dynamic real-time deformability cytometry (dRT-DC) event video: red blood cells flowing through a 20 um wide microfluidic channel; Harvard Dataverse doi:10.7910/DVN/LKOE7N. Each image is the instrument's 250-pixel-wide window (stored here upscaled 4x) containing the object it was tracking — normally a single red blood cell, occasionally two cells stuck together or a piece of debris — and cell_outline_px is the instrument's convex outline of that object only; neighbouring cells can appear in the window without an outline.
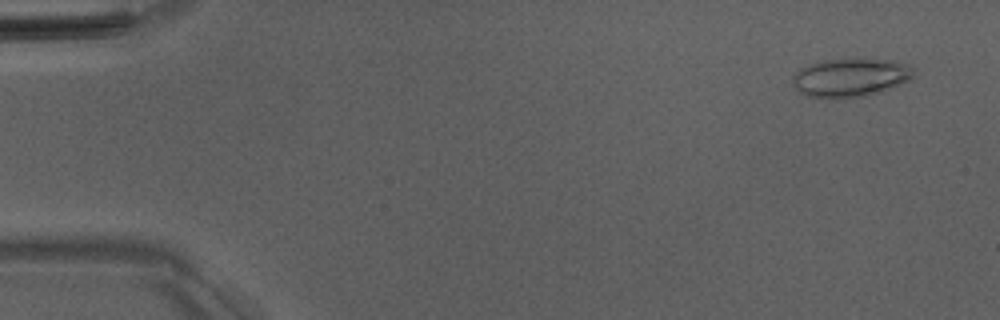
{"species": "Egyptian fruit bat (a non-hibernating species)", "species_latin": "Rousettus aegyptiacus", "temperature_condition": "room temperature", "stored_images_in_passage": 51, "camera_frame_rate_fps": 3000, "um_per_image_px": 0.085, "animal": {"sex": "male"}, "frame": {"image": 1, "passage_image": 3, "time_ms": 0.667, "image_size_px": [1000, 320], "cell_outline_px": [[912, 80], [884, 92], [864, 96], [808, 96], [800, 92], [792, 84], [792, 76], [800, 68], [824, 60], [848, 56], [892, 60], [908, 64], [912, 68]], "centroid_in_image_um": [72.35, 6.53], "position_along_channel_um": 12.7, "area_um2": 27.51}}
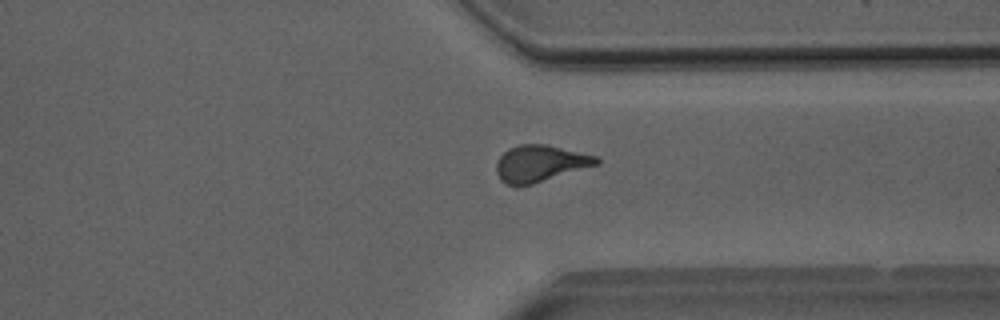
{"frame": {"image": 2, "passage_image": 39, "time_ms": 12.667, "image_size_px": [1000, 320], "cell_outline_px": [[600, 164], [532, 184], [504, 184], [500, 180], [496, 172], [496, 160], [508, 148], [520, 144], [548, 144], [596, 156], [600, 160]], "centroid_in_image_um": [45.9, 13.88], "position_along_channel_um": 365.5, "area_um2": 21.33}}
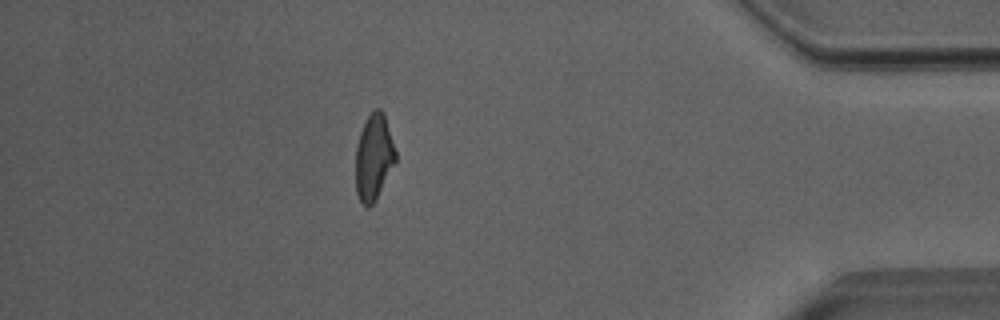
{"frame": {"image": 3, "passage_image": 45, "time_ms": 14.667, "image_size_px": [1000, 320], "cell_outline_px": [[396, 160], [376, 200], [368, 208], [360, 200], [356, 192], [356, 144], [364, 120], [376, 108], [380, 108], [384, 112], [396, 152]], "centroid_in_image_um": [31.77, 13.34], "position_along_channel_um": 403.4, "area_um2": 20.0}, "authors_computed_cell_mechanics": {"area_um2": 21.2126, "velocity_mm_per_s": 4.0305, "shape_relaxation_time_tau1_ms": 8.1787, "shape_relaxation_time_tau2_ms": 1.82, "deformation_change_tau1": 0.2074, "deformation_change_tau2": 0.1083}}